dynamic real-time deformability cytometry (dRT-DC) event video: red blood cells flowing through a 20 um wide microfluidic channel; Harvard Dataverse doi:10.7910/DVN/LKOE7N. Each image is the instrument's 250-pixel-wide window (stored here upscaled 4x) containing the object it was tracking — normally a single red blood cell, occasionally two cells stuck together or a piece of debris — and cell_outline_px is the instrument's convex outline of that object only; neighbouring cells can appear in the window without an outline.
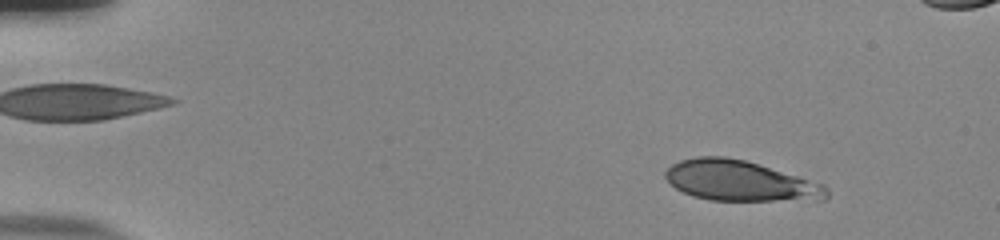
{"species": "human", "species_latin": "Homo sapiens", "temperature_condition": "room temperature", "stored_images_in_passage": 18, "camera_frame_rate_fps": 3000, "um_per_image_px": 0.085, "donor": {"sex": "male"}, "frame": {"image": 1, "passage_image": 6, "time_ms": 1.667, "image_size_px": [1000, 240], "cell_outline_px": [[828, 196], [824, 200], [708, 200], [692, 196], [676, 188], [664, 176], [664, 172], [672, 164], [680, 160], [696, 156], [724, 156], [744, 160], [824, 184], [828, 188]], "centroid_in_image_um": [62.88, 15.37], "position_along_channel_um": 22.1, "area_um2": 37.69}}
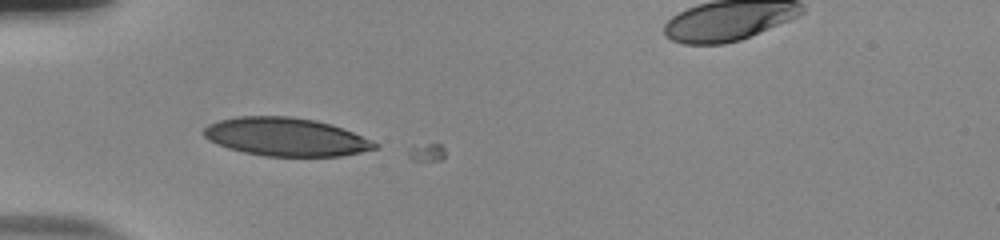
{"frame": {"image": 2, "passage_image": 17, "time_ms": 5.333, "image_size_px": [1000, 240], "cell_outline_px": [[380, 148], [340, 156], [264, 156], [244, 152], [228, 148], [216, 144], [208, 140], [204, 136], [204, 128], [208, 124], [220, 120], [236, 116], [292, 116], [316, 120], [332, 124], [372, 140], [380, 144]], "centroid_in_image_um": [24.31, 11.63], "position_along_channel_um": 60.7, "area_um2": 38.32}}